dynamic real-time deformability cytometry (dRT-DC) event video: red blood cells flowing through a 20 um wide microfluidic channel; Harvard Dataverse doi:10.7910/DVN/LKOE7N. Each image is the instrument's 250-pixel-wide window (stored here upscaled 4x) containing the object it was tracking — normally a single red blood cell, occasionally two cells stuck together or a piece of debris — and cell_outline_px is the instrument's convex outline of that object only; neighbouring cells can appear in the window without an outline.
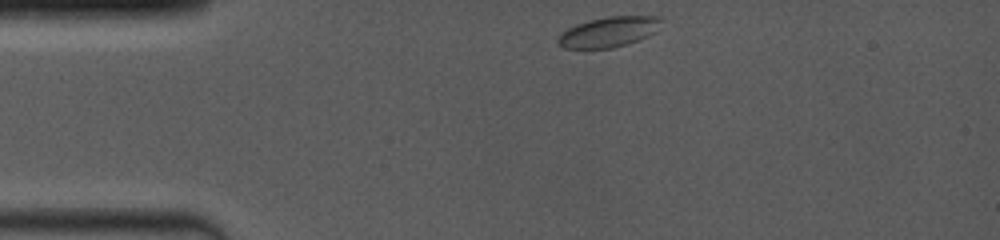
{"species": "common noctule bat (a hibernating species)", "species_latin": "Nyctalus noctula", "temperature_condition": "room temperature", "stored_images_in_passage": 39, "camera_frame_rate_fps": 4000, "um_per_image_px": 0.085, "animal": {"sex": "female", "body_mass_g": 19.0, "forearm_length_mm": 53.3}, "frame": {"image": 1, "passage_image": 1, "time_ms": 0.0, "image_size_px": [1000, 240], "cell_outline_px": [[664, 20], [656, 32], [648, 36], [628, 44], [612, 48], [564, 48], [556, 40], [560, 32], [576, 24], [588, 20], [608, 16], [660, 16]], "centroid_in_image_um": [51.77, 2.7], "position_along_channel_um": 33.2, "area_um2": 18.44}}
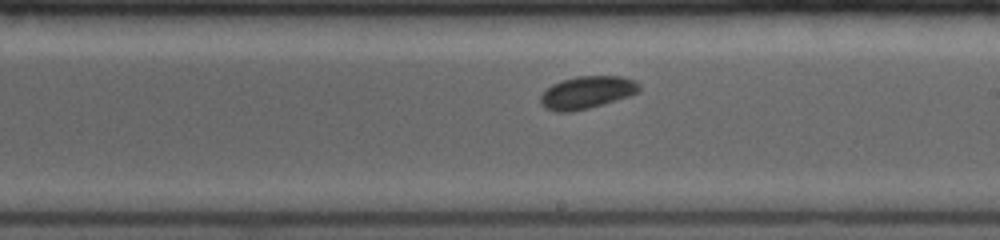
{"frame": {"image": 2, "passage_image": 22, "time_ms": 6.25, "image_size_px": [1000, 240], "cell_outline_px": [[640, 88], [636, 92], [628, 96], [588, 108], [572, 112], [556, 112], [544, 108], [540, 104], [540, 96], [552, 84], [560, 80], [576, 76], [624, 76], [636, 80], [640, 84]], "centroid_in_image_um": [49.86, 7.85], "position_along_channel_um": 239.1, "area_um2": 18.73}}
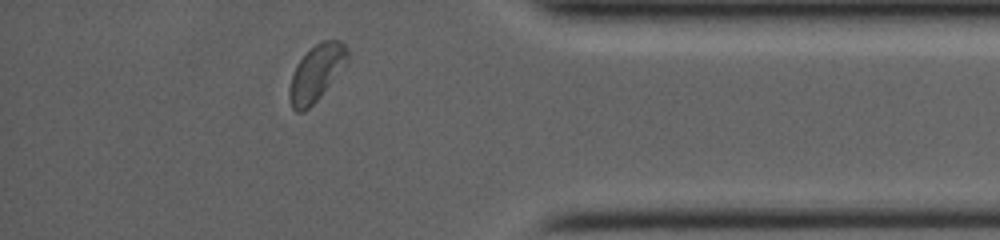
{"frame": {"image": 3, "passage_image": 37, "time_ms": 10.75, "image_size_px": [1000, 240], "cell_outline_px": [[348, 60], [320, 96], [304, 112], [296, 112], [292, 108], [288, 100], [288, 88], [292, 76], [300, 60], [316, 44], [324, 40], [340, 40], [348, 48]], "centroid_in_image_um": [26.87, 6.22], "position_along_channel_um": 408.3, "area_um2": 18.55}, "authors_computed_cell_mechanics": {"area_um2": 18.2648, "velocity_mm_per_s": 4.0081, "shape_relaxation_time_tau1_ms": 1.5742, "shape_relaxation_time_tau2_ms": null, "deformation_change_tau1": 0.0444, "deformation_change_tau2": null}}